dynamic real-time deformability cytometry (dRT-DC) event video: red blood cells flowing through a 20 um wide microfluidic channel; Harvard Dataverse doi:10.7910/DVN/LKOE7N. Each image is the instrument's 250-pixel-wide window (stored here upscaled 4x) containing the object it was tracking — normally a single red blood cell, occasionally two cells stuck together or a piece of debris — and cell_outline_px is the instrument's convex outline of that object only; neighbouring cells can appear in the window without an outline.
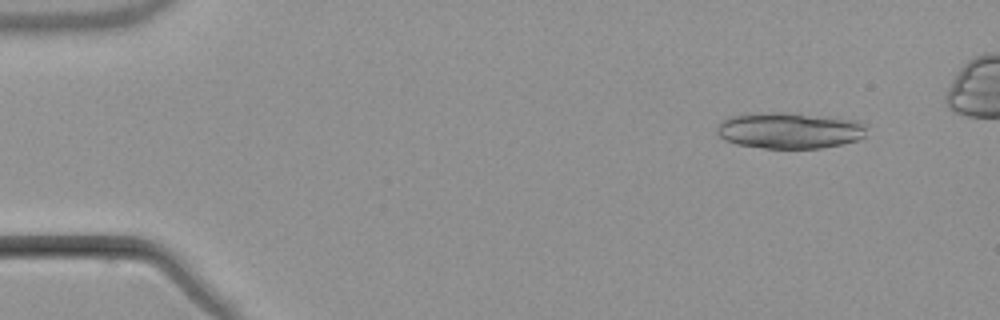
{"species": "common noctule bat (a hibernating species)", "species_latin": "Nyctalus noctula", "temperature_condition": "warm", "stored_images_in_passage": 6, "camera_frame_rate_fps": 3000, "um_per_image_px": 0.085, "animal": {"sex": "male", "body_mass_g": 21.5, "forearm_length_mm": 52.0}, "frame": {"image": 1, "passage_image": 2, "time_ms": 1.0, "image_size_px": [1000, 320], "cell_outline_px": [[868, 128], [864, 136], [860, 140], [820, 148], [764, 148], [736, 144], [724, 140], [716, 132], [716, 124], [720, 120], [728, 116], [756, 112], [788, 112], [828, 116], [860, 120], [868, 124]], "centroid_in_image_um": [67.11, 11.06], "position_along_channel_um": 17.9, "area_um2": 32.43}}